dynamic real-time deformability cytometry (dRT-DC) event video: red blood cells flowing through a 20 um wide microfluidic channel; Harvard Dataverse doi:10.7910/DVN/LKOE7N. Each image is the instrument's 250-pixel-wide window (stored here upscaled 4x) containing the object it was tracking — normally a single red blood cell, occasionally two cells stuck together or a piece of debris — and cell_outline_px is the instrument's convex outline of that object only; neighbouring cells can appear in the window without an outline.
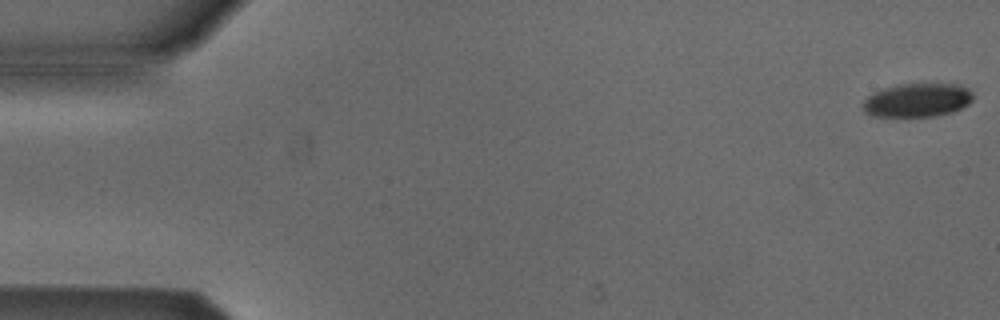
{"species": "Egyptian fruit bat (a non-hibernating species)", "species_latin": "Rousettus aegyptiacus", "temperature_condition": "cold", "stored_images_in_passage": 6, "camera_frame_rate_fps": 3000, "um_per_image_px": 0.085, "animal": {"sex": "male"}, "frame": {"image": 1, "passage_image": 1, "time_ms": 0.0, "image_size_px": [1000, 320], "cell_outline_px": [[972, 100], [968, 104], [952, 112], [932, 116], [872, 116], [864, 112], [864, 100], [872, 92], [896, 84], [956, 84], [968, 88], [972, 92]], "centroid_in_image_um": [77.96, 8.5], "position_along_channel_um": 7.0, "area_um2": 21.5}}
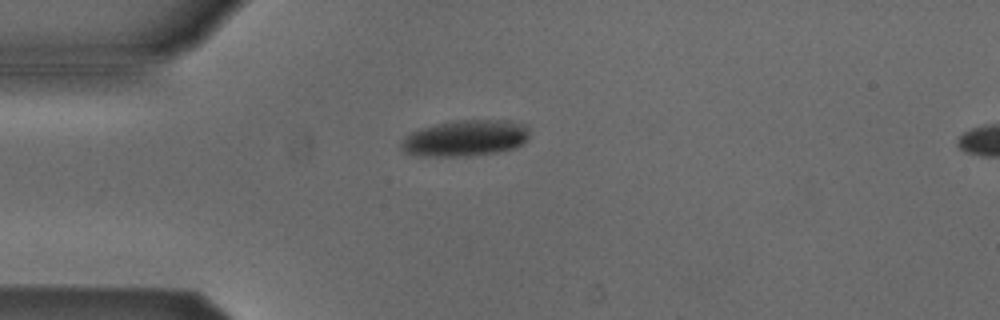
{"frame": {"image": 2, "passage_image": 4, "time_ms": 4.333, "image_size_px": [1000, 320], "cell_outline_px": [[528, 140], [524, 144], [516, 148], [496, 152], [472, 156], [416, 156], [404, 152], [400, 148], [400, 140], [404, 136], [420, 128], [436, 124], [456, 120], [508, 120], [524, 124], [528, 128]], "centroid_in_image_um": [39.54, 11.75], "position_along_channel_um": 45.5, "area_um2": 27.46}}